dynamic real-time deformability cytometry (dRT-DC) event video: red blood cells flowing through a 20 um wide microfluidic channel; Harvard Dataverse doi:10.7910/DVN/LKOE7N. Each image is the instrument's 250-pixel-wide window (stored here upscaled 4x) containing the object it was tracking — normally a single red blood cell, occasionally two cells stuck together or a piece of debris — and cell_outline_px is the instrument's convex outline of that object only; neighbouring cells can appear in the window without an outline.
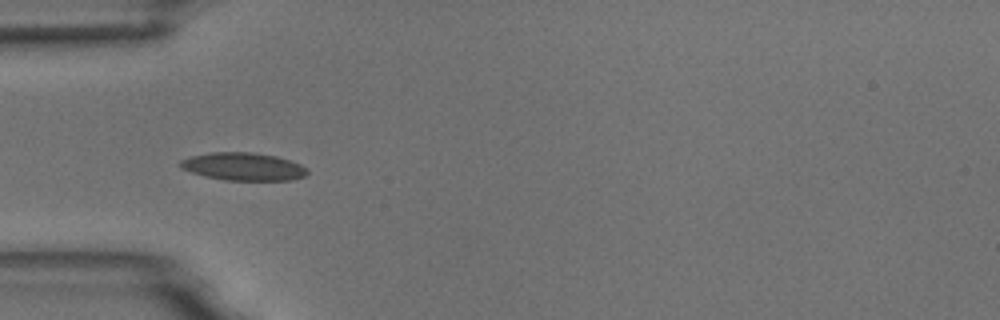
{"species": "common noctule bat (a hibernating species)", "species_latin": "Nyctalus noctula", "temperature_condition": "room temperature", "stored_images_in_passage": 8, "camera_frame_rate_fps": 3000, "um_per_image_px": 0.085, "animal": {"sex": "male", "body_mass_g": 18.8}, "frame": {"image": 1, "passage_image": 5, "time_ms": 4.667, "image_size_px": [1000, 320], "cell_outline_px": [[308, 176], [292, 180], [224, 180], [192, 172], [180, 168], [176, 164], [180, 160], [192, 156], [212, 152], [252, 152], [276, 156], [300, 164], [308, 168]], "centroid_in_image_um": [20.7, 14.16], "position_along_channel_um": 64.3, "area_um2": 20.63}}